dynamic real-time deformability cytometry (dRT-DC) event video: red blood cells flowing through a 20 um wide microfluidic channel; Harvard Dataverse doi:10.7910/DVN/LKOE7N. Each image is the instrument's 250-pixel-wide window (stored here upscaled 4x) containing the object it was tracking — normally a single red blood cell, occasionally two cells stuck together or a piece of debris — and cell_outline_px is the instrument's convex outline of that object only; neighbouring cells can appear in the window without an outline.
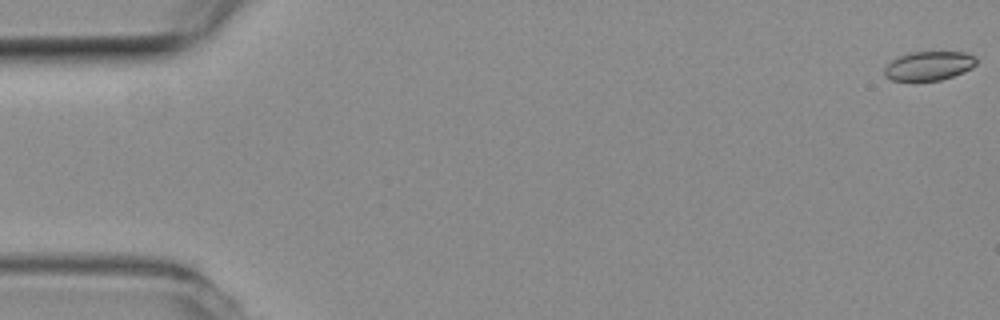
{"species": "common noctule bat (a hibernating species)", "species_latin": "Nyctalus noctula", "temperature_condition": "room temperature", "stored_images_in_passage": 55, "camera_frame_rate_fps": 3000, "um_per_image_px": 0.085, "animal": {"sex": "female", "body_mass_g": 19.3, "forearm_length_mm": 54.1}, "frame": {"image": 1, "passage_image": 1, "time_ms": 0.0, "image_size_px": [1000, 320], "cell_outline_px": [[976, 64], [972, 68], [964, 72], [940, 80], [892, 80], [884, 76], [884, 68], [892, 60], [908, 52], [964, 52], [976, 56]], "centroid_in_image_um": [78.96, 5.59], "position_along_channel_um": 6.0, "area_um2": 15.49}}
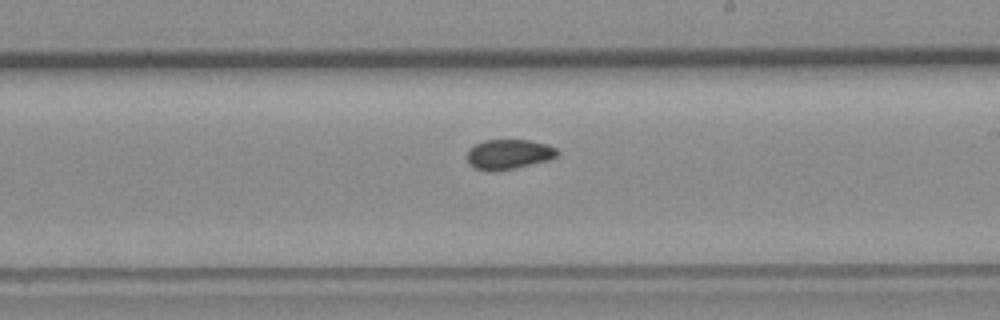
{"frame": {"image": 2, "passage_image": 32, "time_ms": 10.333, "image_size_px": [1000, 320], "cell_outline_px": [[560, 152], [556, 156], [548, 160], [512, 168], [492, 172], [476, 168], [468, 164], [468, 148], [484, 140], [528, 140], [548, 144], [556, 148]], "centroid_in_image_um": [43.23, 13.1], "position_along_channel_um": 245.8, "area_um2": 15.61}}
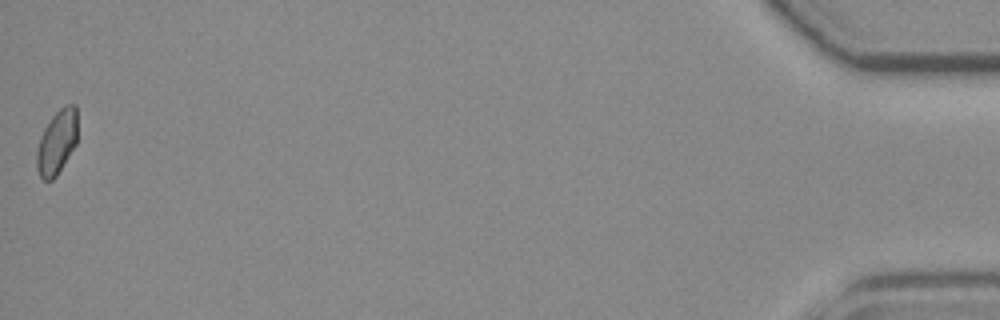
{"frame": {"image": 3, "passage_image": 55, "time_ms": 18.0, "image_size_px": [1000, 320], "cell_outline_px": [[76, 144], [56, 176], [52, 180], [44, 180], [40, 176], [36, 168], [36, 152], [40, 136], [44, 128], [52, 116], [64, 104], [76, 104]], "centroid_in_image_um": [4.81, 12.07], "position_along_channel_um": 430.4, "area_um2": 15.2}, "authors_computed_cell_mechanics": {"area_um2": 15.895, "velocity_mm_per_s": 3.775, "shape_relaxation_time_tau1_ms": 11.3337, "shape_relaxation_time_tau2_ms": 11.319, "deformation_change_tau1": 0.1189, "deformation_change_tau2": 0.0871}}